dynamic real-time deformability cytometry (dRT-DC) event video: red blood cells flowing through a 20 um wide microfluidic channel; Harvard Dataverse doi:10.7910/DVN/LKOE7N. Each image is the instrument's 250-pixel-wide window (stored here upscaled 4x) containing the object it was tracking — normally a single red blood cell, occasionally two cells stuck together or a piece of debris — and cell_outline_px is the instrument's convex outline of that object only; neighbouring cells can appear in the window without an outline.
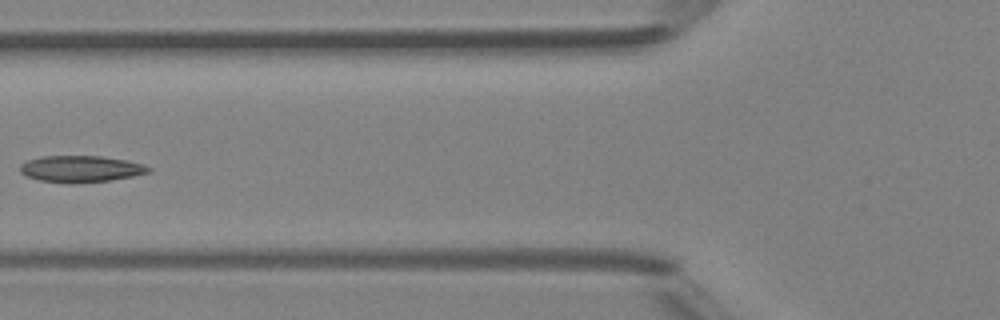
{"species": "Egyptian fruit bat (a non-hibernating species)", "species_latin": "Rousettus aegyptiacus", "temperature_condition": "room temperature", "stored_images_in_passage": 6, "camera_frame_rate_fps": 3000, "um_per_image_px": 0.085, "animal": {"sex": "female"}, "frame": {"image": 1, "passage_image": 6, "time_ms": 5.667, "image_size_px": [1000, 320], "cell_outline_px": [[152, 172], [112, 180], [72, 184], [40, 180], [28, 176], [20, 172], [20, 164], [28, 160], [40, 156], [104, 156], [128, 160], [144, 164], [152, 168]], "centroid_in_image_um": [6.91, 14.35], "position_along_channel_um": 118.9, "area_um2": 20.11}}